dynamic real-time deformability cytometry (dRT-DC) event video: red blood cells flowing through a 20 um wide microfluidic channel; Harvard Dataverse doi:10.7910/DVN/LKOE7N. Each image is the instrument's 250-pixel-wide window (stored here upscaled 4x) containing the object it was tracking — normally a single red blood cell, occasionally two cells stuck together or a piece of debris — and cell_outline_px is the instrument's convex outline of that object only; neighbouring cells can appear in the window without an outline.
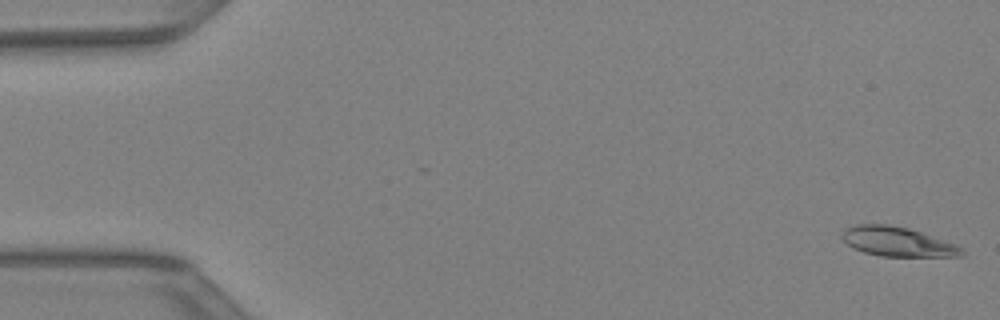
{"species": "Egyptian fruit bat (a non-hibernating species)", "species_latin": "Rousettus aegyptiacus", "temperature_condition": "warm", "stored_images_in_passage": 43, "camera_frame_rate_fps": 3000, "um_per_image_px": 0.085, "animal": {"sex": "female"}, "frame": {"image": 1, "passage_image": 1, "time_ms": 0.0, "image_size_px": [1000, 320], "cell_outline_px": [[964, 256], [880, 256], [864, 252], [848, 244], [840, 236], [844, 228], [856, 224], [888, 224], [908, 228], [956, 244], [964, 248]], "centroid_in_image_um": [76.29, 20.53], "position_along_channel_um": 8.7, "area_um2": 20.46}}
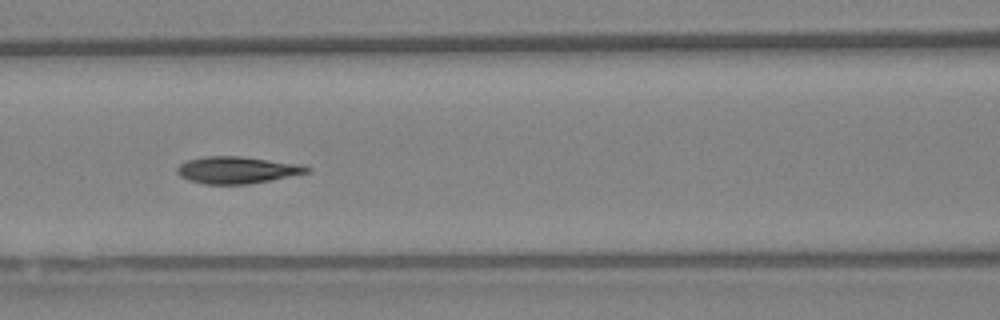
{"frame": {"image": 2, "passage_image": 19, "time_ms": 6.0, "image_size_px": [1000, 320], "cell_outline_px": [[312, 168], [308, 172], [272, 180], [248, 184], [204, 184], [188, 180], [180, 176], [176, 172], [176, 168], [180, 164], [188, 160], [204, 156], [240, 156], [300, 164]], "centroid_in_image_um": [20.12, 14.45], "position_along_channel_um": 146.5, "area_um2": 20.35}}
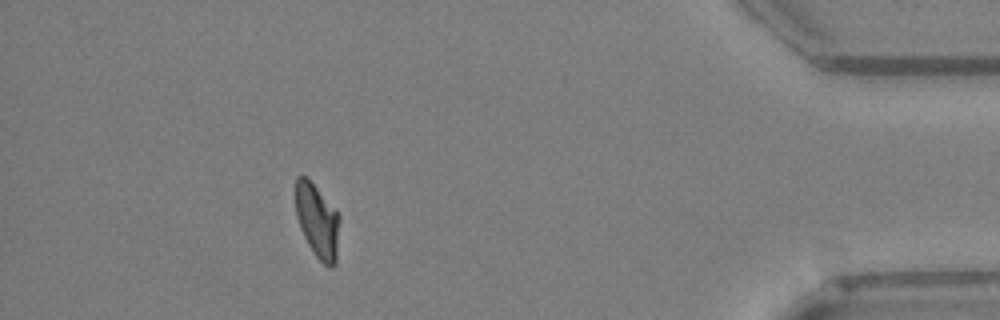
{"frame": {"image": 3, "passage_image": 39, "time_ms": 12.667, "image_size_px": [1000, 320], "cell_outline_px": [[340, 220], [336, 264], [332, 268], [328, 268], [316, 256], [308, 244], [300, 228], [296, 216], [296, 176], [308, 176], [336, 208], [340, 216]], "centroid_in_image_um": [27.0, 18.75], "position_along_channel_um": 408.2, "area_um2": 19.42}}